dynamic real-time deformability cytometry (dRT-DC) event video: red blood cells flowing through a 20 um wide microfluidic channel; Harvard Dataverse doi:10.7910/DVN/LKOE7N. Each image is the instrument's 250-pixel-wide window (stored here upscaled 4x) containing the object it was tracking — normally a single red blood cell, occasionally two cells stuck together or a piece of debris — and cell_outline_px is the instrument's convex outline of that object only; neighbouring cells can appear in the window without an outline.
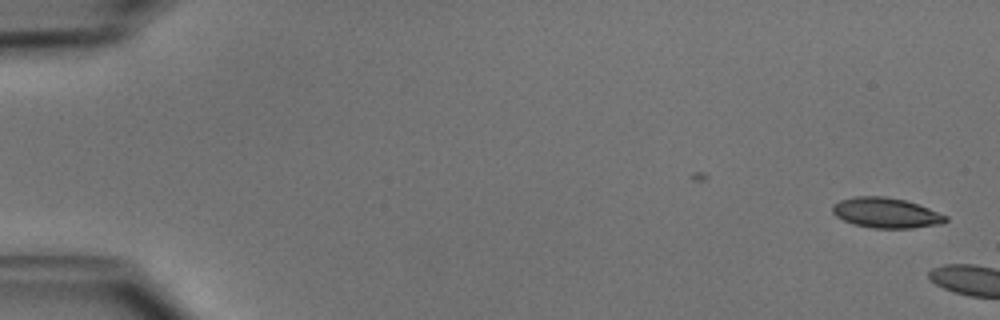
{"species": "common noctule bat (a hibernating species)", "species_latin": "Nyctalus noctula", "temperature_condition": "cold", "stored_images_in_passage": 4, "camera_frame_rate_fps": 3000, "um_per_image_px": 0.085, "animal": {"sex": "male", "body_mass_g": 15.6}, "frame": {"image": 1, "passage_image": 1, "time_ms": 0.0, "image_size_px": [1000, 320], "cell_outline_px": [[948, 220], [944, 224], [912, 228], [872, 228], [852, 224], [836, 216], [832, 212], [832, 204], [840, 200], [856, 196], [884, 196], [904, 200], [928, 208], [948, 216]], "centroid_in_image_um": [75.31, 18.1], "position_along_channel_um": 9.7, "area_um2": 20.0}}